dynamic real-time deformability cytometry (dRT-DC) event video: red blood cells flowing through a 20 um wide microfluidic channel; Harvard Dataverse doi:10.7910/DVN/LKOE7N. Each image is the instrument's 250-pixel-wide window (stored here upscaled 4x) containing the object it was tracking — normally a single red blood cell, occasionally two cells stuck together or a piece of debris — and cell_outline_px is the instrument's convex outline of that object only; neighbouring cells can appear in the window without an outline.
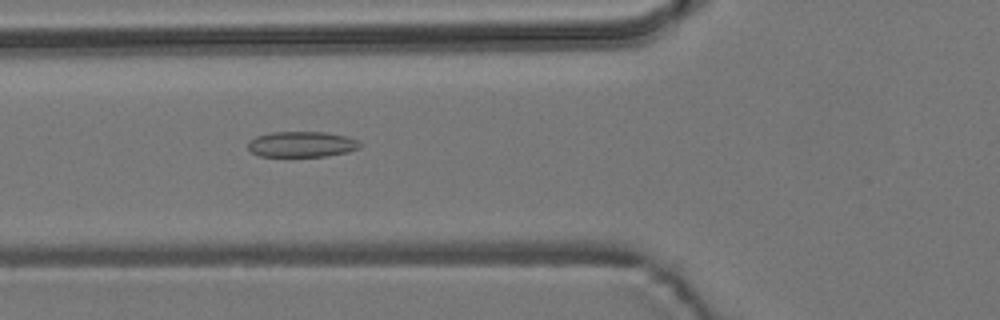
{"species": "common noctule bat (a hibernating species)", "species_latin": "Nyctalus noctula", "temperature_condition": "room temperature", "stored_images_in_passage": 39, "camera_frame_rate_fps": 3000, "um_per_image_px": 0.085, "animal": {"sex": "male", "body_mass_g": 19.2, "forearm_length_mm": 51.8}, "frame": {"image": 1, "passage_image": 5, "time_ms": 1.333, "image_size_px": [1000, 320], "cell_outline_px": [[360, 148], [348, 152], [328, 156], [260, 156], [252, 152], [248, 148], [248, 140], [256, 136], [272, 132], [324, 132], [348, 136], [356, 140], [360, 144]], "centroid_in_image_um": [25.64, 12.26], "position_along_channel_um": 100.2, "area_um2": 16.76}}
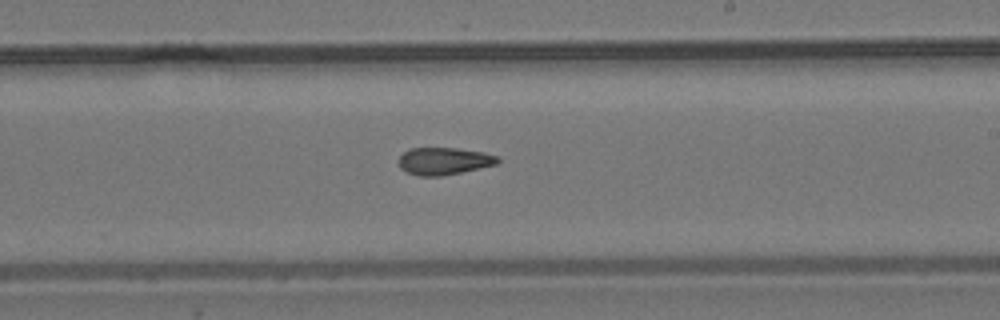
{"frame": {"image": 2, "passage_image": 17, "time_ms": 5.333, "image_size_px": [1000, 320], "cell_outline_px": [[500, 160], [496, 164], [460, 172], [440, 176], [420, 176], [408, 172], [400, 168], [400, 156], [408, 148], [456, 148], [484, 152], [500, 156]], "centroid_in_image_um": [37.75, 13.68], "position_along_channel_um": 251.2, "area_um2": 15.61}}
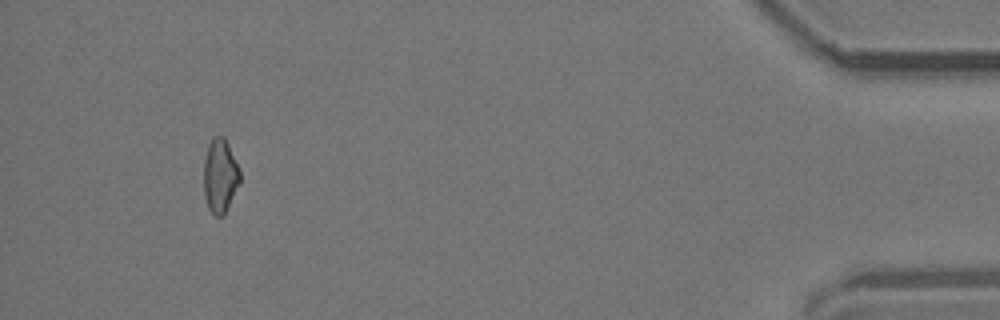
{"frame": {"image": 3, "passage_image": 36, "time_ms": 11.667, "image_size_px": [1000, 320], "cell_outline_px": [[240, 180], [224, 216], [216, 216], [208, 208], [204, 196], [204, 160], [208, 144], [212, 136], [224, 136], [240, 168]], "centroid_in_image_um": [18.7, 14.92], "position_along_channel_um": 416.5, "area_um2": 15.66}, "authors_computed_cell_mechanics": {"area_um2": 16.1262, "velocity_mm_per_s": 3.7721, "shape_relaxation_time_tau1_ms": null, "shape_relaxation_time_tau2_ms": 5.0931, "deformation_change_tau1": null, "deformation_change_tau2": 0.1225}}